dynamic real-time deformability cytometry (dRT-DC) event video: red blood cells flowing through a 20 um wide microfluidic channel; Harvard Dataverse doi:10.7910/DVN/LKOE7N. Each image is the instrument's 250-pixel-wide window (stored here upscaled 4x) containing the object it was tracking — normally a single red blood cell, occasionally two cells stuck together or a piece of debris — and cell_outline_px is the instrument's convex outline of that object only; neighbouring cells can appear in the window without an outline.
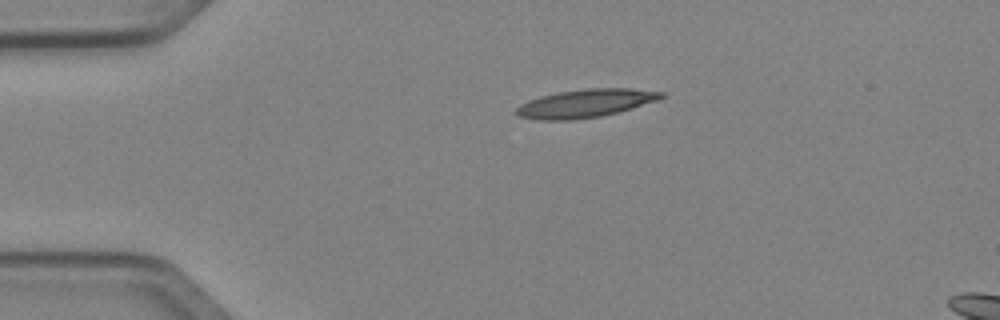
{"species": "Egyptian fruit bat (a non-hibernating species)", "species_latin": "Rousettus aegyptiacus", "temperature_condition": "cold", "stored_images_in_passage": 40, "camera_frame_rate_fps": 3000, "um_per_image_px": 0.085, "animal": {"sex": "female"}, "frame": {"image": 1, "passage_image": 1, "time_ms": 0.0, "image_size_px": [1000, 320], "cell_outline_px": [[664, 96], [660, 100], [632, 108], [600, 116], [572, 120], [536, 120], [520, 116], [516, 112], [516, 108], [520, 104], [528, 100], [540, 96], [556, 92], [584, 88], [632, 88], [664, 92]], "centroid_in_image_um": [49.77, 8.77], "position_along_channel_um": 35.2, "area_um2": 23.93}}
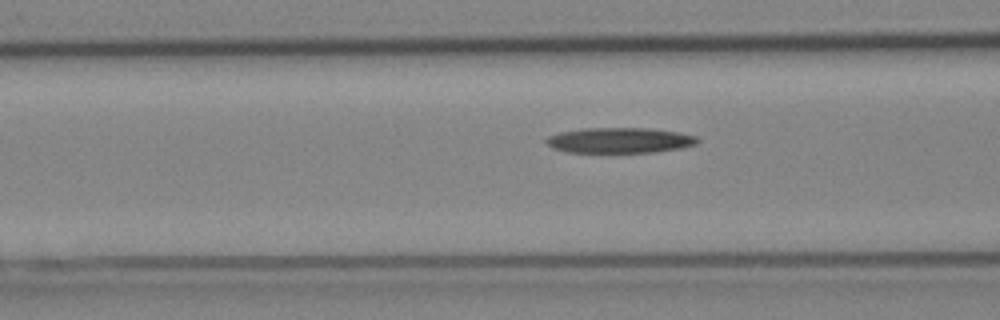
{"frame": {"image": 2, "passage_image": 10, "time_ms": 3.0, "image_size_px": [1000, 320], "cell_outline_px": [[700, 140], [696, 144], [680, 148], [656, 152], [568, 152], [552, 148], [544, 140], [548, 136], [560, 132], [584, 128], [648, 128], [676, 132], [696, 136]], "centroid_in_image_um": [52.66, 11.92], "position_along_channel_um": 113.9, "area_um2": 22.31}}
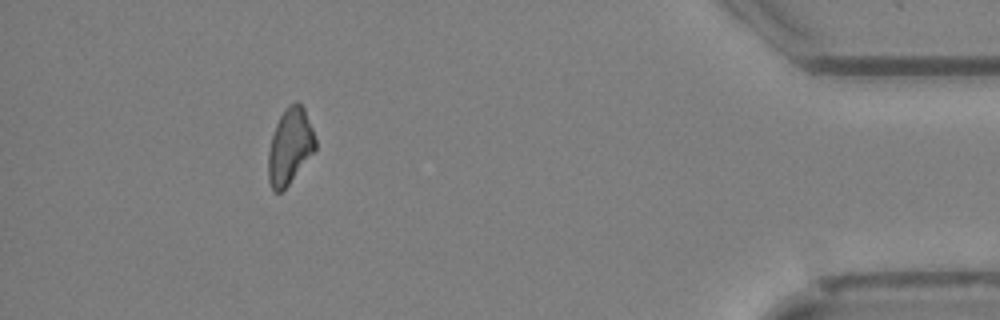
{"frame": {"image": 3, "passage_image": 36, "time_ms": 11.667, "image_size_px": [1000, 320], "cell_outline_px": [[316, 148], [288, 184], [280, 192], [272, 192], [268, 180], [268, 152], [272, 136], [276, 124], [284, 108], [288, 104], [296, 100], [304, 108], [312, 128], [316, 140]], "centroid_in_image_um": [24.62, 12.41], "position_along_channel_um": 410.6, "area_um2": 20.63}, "authors_computed_cell_mechanics": {"area_um2": 22.0507, "velocity_mm_per_s": 4.0474, "shape_relaxation_time_tau1_ms": 7.1576, "shape_relaxation_time_tau2_ms": null, "deformation_change_tau1": 0.158, "deformation_change_tau2": null}}